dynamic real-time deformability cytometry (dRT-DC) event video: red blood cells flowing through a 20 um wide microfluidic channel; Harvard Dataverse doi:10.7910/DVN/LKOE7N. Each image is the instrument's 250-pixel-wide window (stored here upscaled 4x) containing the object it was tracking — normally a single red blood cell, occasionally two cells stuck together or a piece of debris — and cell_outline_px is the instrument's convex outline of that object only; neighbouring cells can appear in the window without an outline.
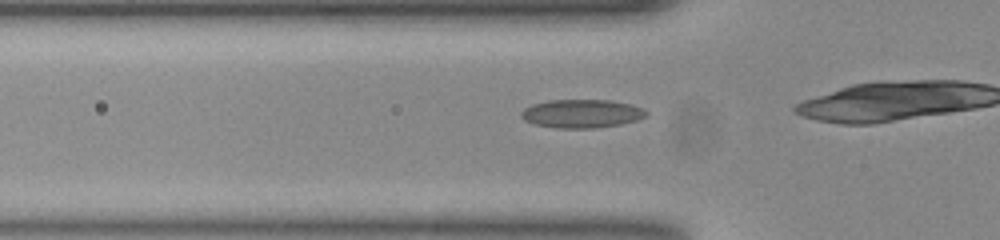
{"species": "common noctule bat (a hibernating species)", "species_latin": "Nyctalus noctula", "temperature_condition": "room temperature", "stored_images_in_passage": 26, "camera_frame_rate_fps": 3000, "um_per_image_px": 0.085, "animal": {"sex": "female", "body_mass_g": 23.0, "forearm_length_mm": 53.4}, "frame": {"image": 1, "passage_image": 3, "time_ms": 0.667, "image_size_px": [1000, 240], "cell_outline_px": [[648, 116], [636, 120], [620, 124], [592, 128], [560, 128], [532, 124], [524, 120], [520, 116], [520, 112], [524, 108], [532, 104], [548, 100], [612, 100], [632, 104], [644, 108], [648, 112]], "centroid_in_image_um": [49.45, 9.65], "position_along_channel_um": 76.4, "area_um2": 20.92}}
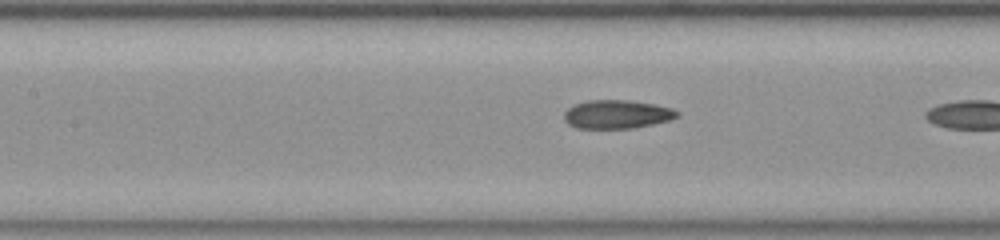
{"frame": {"image": 2, "passage_image": 9, "time_ms": 2.667, "image_size_px": [1000, 240], "cell_outline_px": [[680, 116], [668, 120], [652, 124], [632, 128], [576, 128], [568, 124], [564, 120], [564, 112], [572, 104], [588, 100], [628, 100], [652, 104], [672, 108], [680, 112]], "centroid_in_image_um": [52.41, 9.71], "position_along_channel_um": 155.0, "area_um2": 18.84}}
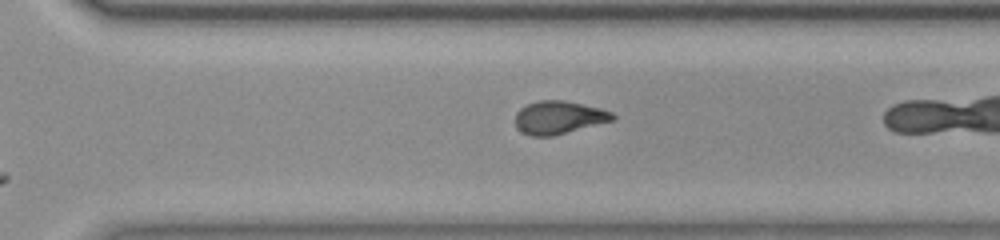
{"frame": {"image": 3, "passage_image": 22, "time_ms": 7.0, "image_size_px": [1000, 240], "cell_outline_px": [[616, 116], [612, 120], [552, 136], [532, 136], [520, 132], [516, 128], [516, 112], [520, 108], [528, 104], [540, 100], [564, 100], [600, 108], [612, 112]], "centroid_in_image_um": [47.46, 9.98], "position_along_channel_um": 323.1, "area_um2": 18.55}, "authors_computed_cell_mechanics": {"area_um2": 19.074, "velocity_mm_per_s": 3.8897, "shape_relaxation_time_tau1_ms": null, "shape_relaxation_time_tau2_ms": 2.0107, "deformation_change_tau1": null, "deformation_change_tau2": 0.0842}}